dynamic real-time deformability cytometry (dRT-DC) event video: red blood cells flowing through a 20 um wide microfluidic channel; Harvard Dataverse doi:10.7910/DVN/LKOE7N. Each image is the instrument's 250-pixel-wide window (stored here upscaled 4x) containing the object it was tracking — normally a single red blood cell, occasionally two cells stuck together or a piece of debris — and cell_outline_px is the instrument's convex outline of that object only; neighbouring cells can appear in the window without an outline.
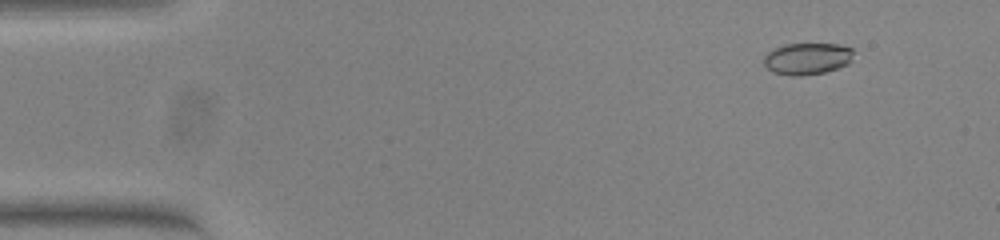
{"species": "common noctule bat (a hibernating species)", "species_latin": "Nyctalus noctula", "temperature_condition": "warm", "stored_images_in_passage": 54, "camera_frame_rate_fps": 3000, "um_per_image_px": 0.085, "animal": {"sex": "female", "body_mass_g": 23.0, "forearm_length_mm": 53.4}, "frame": {"image": 1, "passage_image": 6, "time_ms": 1.667, "image_size_px": [1000, 240], "cell_outline_px": [[852, 52], [848, 64], [824, 72], [800, 76], [792, 76], [772, 72], [764, 64], [764, 56], [772, 48], [784, 44], [840, 44], [852, 48]], "centroid_in_image_um": [68.57, 4.98], "position_along_channel_um": 16.4, "area_um2": 16.53}}
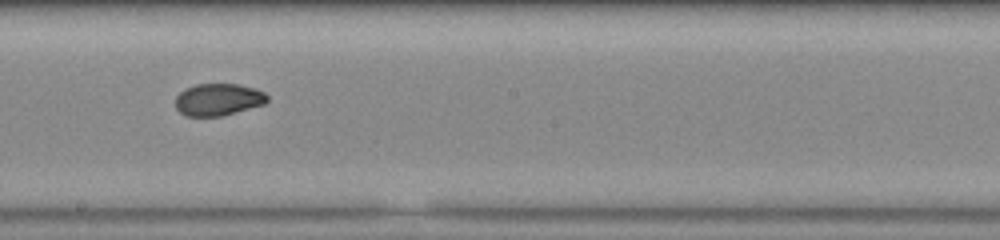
{"frame": {"image": 2, "passage_image": 31, "time_ms": 10.0, "image_size_px": [1000, 240], "cell_outline_px": [[268, 100], [264, 104], [220, 116], [188, 116], [180, 112], [176, 108], [176, 96], [180, 92], [196, 84], [240, 84], [256, 88], [264, 92], [268, 96]], "centroid_in_image_um": [18.57, 8.45], "position_along_channel_um": 229.6, "area_um2": 17.05}}
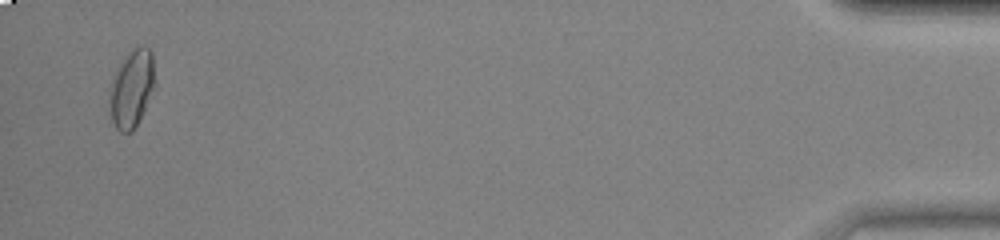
{"frame": {"image": 3, "passage_image": 53, "time_ms": 17.333, "image_size_px": [1000, 240], "cell_outline_px": [[156, 84], [132, 132], [120, 132], [116, 128], [112, 120], [108, 88], [116, 72], [132, 48], [148, 48], [152, 52]], "centroid_in_image_um": [11.2, 7.54], "position_along_channel_um": 424.0, "area_um2": 20.0}, "authors_computed_cell_mechanics": {"area_um2": 17.7157, "velocity_mm_per_s": 3.8453, "shape_relaxation_time_tau1_ms": null, "shape_relaxation_time_tau2_ms": 1.0097, "deformation_change_tau1": null, "deformation_change_tau2": 0.0398}}